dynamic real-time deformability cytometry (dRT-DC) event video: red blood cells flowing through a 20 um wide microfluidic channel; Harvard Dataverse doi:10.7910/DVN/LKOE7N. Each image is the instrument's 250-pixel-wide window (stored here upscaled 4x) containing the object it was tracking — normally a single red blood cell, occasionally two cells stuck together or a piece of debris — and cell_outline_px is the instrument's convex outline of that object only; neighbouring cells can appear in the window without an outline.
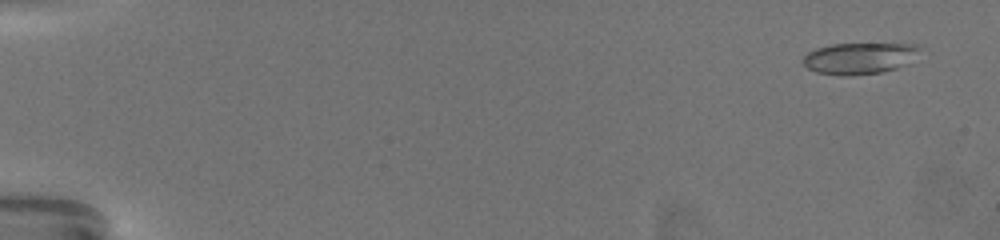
{"species": "common noctule bat (a hibernating species)", "species_latin": "Nyctalus noctula", "temperature_condition": "warm", "stored_images_in_passage": 63, "camera_frame_rate_fps": 3000, "um_per_image_px": 0.085, "animal": {"sex": "female", "body_mass_g": 19.5, "forearm_length_mm": 54.1}, "frame": {"image": 1, "passage_image": 4, "time_ms": 1.0, "image_size_px": [1000, 240], "cell_outline_px": [[920, 48], [896, 68], [880, 72], [848, 76], [844, 76], [816, 72], [808, 68], [804, 64], [804, 56], [808, 52], [816, 48], [832, 44], [916, 44]], "centroid_in_image_um": [72.92, 4.95], "position_along_channel_um": 12.1, "area_um2": 20.58}}
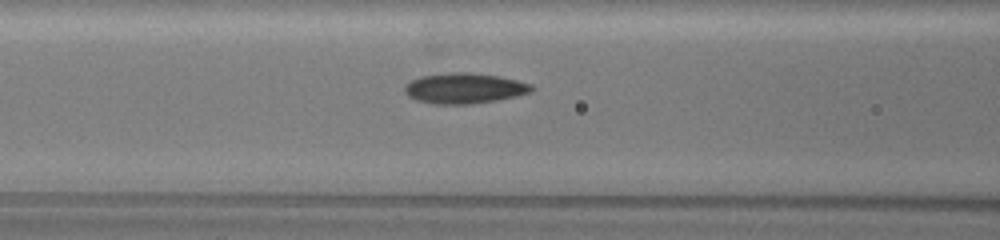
{"frame": {"image": 2, "passage_image": 29, "time_ms": 9.333, "image_size_px": [1000, 240], "cell_outline_px": [[532, 88], [528, 92], [496, 100], [468, 104], [432, 104], [416, 100], [408, 96], [404, 92], [404, 88], [412, 80], [420, 76], [444, 72], [472, 72], [500, 76], [532, 84]], "centroid_in_image_um": [39.4, 7.49], "position_along_channel_um": 127.2, "area_um2": 22.43}}
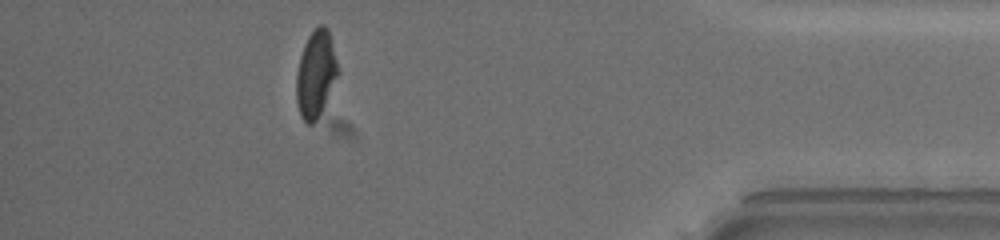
{"frame": {"image": 3, "passage_image": 57, "time_ms": 18.667, "image_size_px": [1000, 240], "cell_outline_px": [[340, 72], [316, 120], [312, 124], [308, 124], [300, 116], [296, 100], [296, 76], [300, 56], [304, 44], [308, 36], [320, 24], [324, 24], [328, 28]], "centroid_in_image_um": [26.84, 6.26], "position_along_channel_um": 408.4, "area_um2": 20.92}, "authors_computed_cell_mechanics": {"area_um2": 20.9814, "velocity_mm_per_s": 3.4385, "shape_relaxation_time_tau1_ms": 5.3315, "shape_relaxation_time_tau2_ms": 2.0938, "deformation_change_tau1": 0.1629, "deformation_change_tau2": 0.0919}}